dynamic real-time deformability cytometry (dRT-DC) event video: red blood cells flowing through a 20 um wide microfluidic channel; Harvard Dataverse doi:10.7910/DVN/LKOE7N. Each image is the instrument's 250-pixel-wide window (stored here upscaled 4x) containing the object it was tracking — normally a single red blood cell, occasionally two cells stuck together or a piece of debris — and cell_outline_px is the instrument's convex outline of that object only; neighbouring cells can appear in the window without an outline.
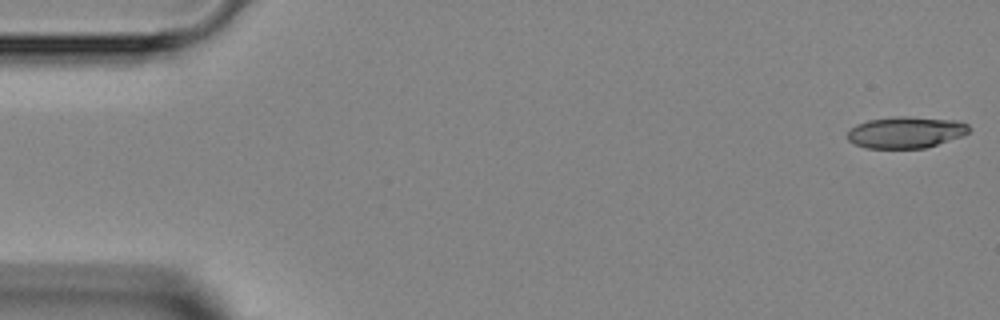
{"species": "Egyptian fruit bat (a non-hibernating species)", "species_latin": "Rousettus aegyptiacus", "temperature_condition": "room temperature", "stored_images_in_passage": 47, "camera_frame_rate_fps": 3000, "um_per_image_px": 0.085, "animal": {"sex": "female"}, "frame": {"image": 1, "passage_image": 1, "time_ms": 0.0, "image_size_px": [1000, 320], "cell_outline_px": [[972, 128], [964, 136], [924, 148], [864, 148], [848, 140], [848, 132], [856, 124], [868, 120], [892, 116], [908, 116], [956, 120], [968, 124]], "centroid_in_image_um": [77.02, 11.24], "position_along_channel_um": 8.0, "area_um2": 22.48}}
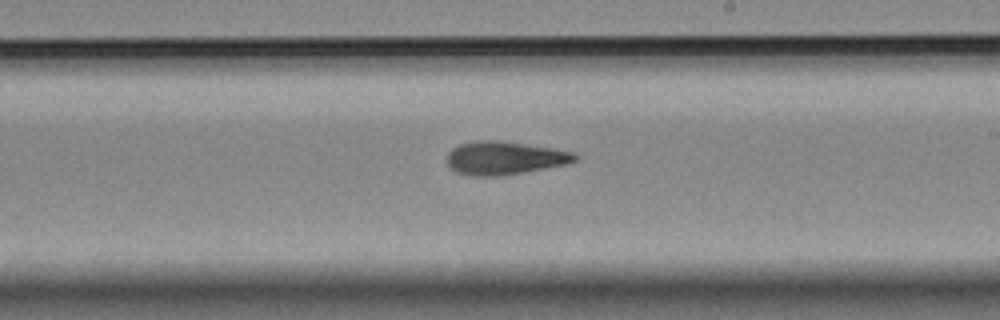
{"frame": {"image": 2, "passage_image": 27, "time_ms": 8.667, "image_size_px": [1000, 320], "cell_outline_px": [[580, 156], [576, 160], [568, 164], [524, 172], [496, 176], [472, 176], [456, 172], [448, 164], [448, 152], [452, 148], [460, 144], [476, 140], [500, 140], [552, 148], [576, 152]], "centroid_in_image_um": [42.92, 13.42], "position_along_channel_um": 246.1, "area_um2": 24.85}}
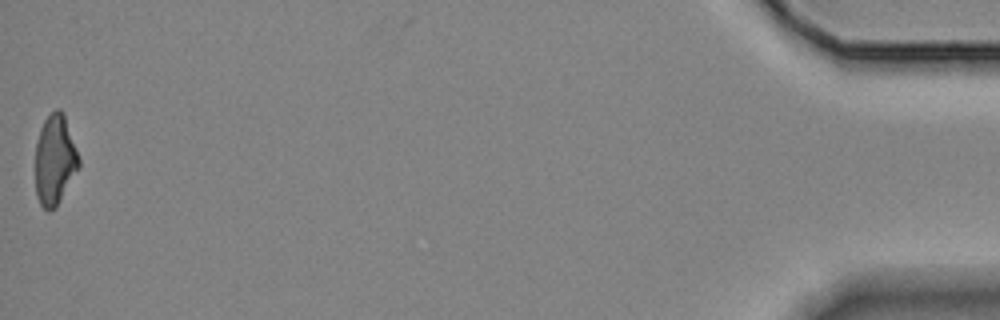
{"frame": {"image": 3, "passage_image": 47, "time_ms": 15.333, "image_size_px": [1000, 320], "cell_outline_px": [[80, 168], [56, 208], [48, 212], [40, 204], [36, 196], [36, 144], [40, 128], [44, 120], [56, 108], [60, 108], [64, 112], [80, 160]], "centroid_in_image_um": [4.68, 13.61], "position_along_channel_um": 430.5, "area_um2": 23.12}}